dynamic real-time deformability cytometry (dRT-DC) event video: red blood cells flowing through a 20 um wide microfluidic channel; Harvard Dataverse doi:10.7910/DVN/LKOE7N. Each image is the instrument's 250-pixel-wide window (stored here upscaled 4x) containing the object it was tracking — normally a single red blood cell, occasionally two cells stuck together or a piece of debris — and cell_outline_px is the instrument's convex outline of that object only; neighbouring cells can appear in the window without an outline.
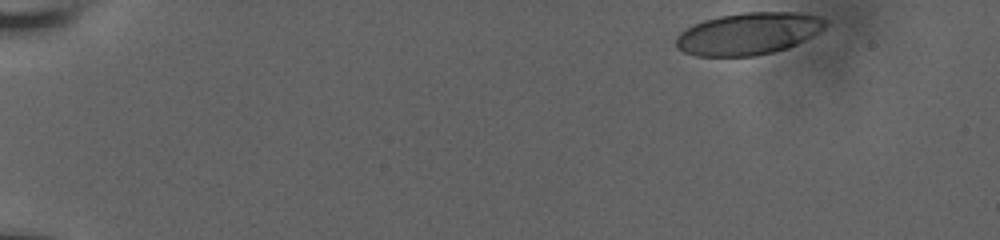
{"species": "human", "species_latin": "Homo sapiens", "temperature_condition": "room temperature", "stored_images_in_passage": 43, "camera_frame_rate_fps": 3000, "um_per_image_px": 0.085, "donor": {"sex": "male"}, "frame": {"image": 1, "passage_image": 1, "time_ms": 0.0, "image_size_px": [1000, 240], "cell_outline_px": [[828, 24], [824, 28], [796, 44], [788, 48], [756, 56], [696, 56], [684, 52], [676, 48], [676, 36], [680, 32], [704, 20], [720, 16], [744, 12], [800, 12], [820, 16], [828, 20]], "centroid_in_image_um": [63.63, 2.85], "position_along_channel_um": 21.4, "area_um2": 36.65}}
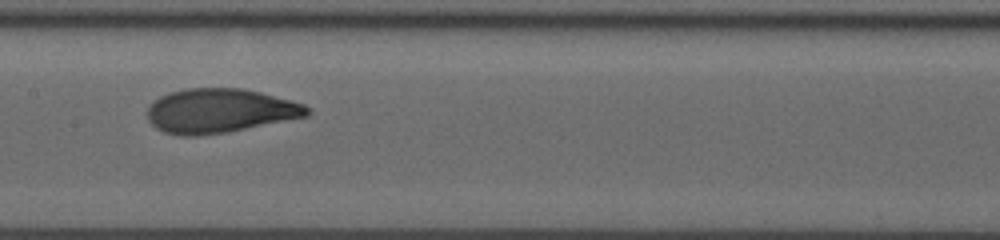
{"frame": {"image": 2, "passage_image": 25, "time_ms": 8.0, "image_size_px": [1000, 240], "cell_outline_px": [[312, 112], [308, 116], [228, 132], [196, 136], [184, 136], [164, 132], [156, 128], [148, 120], [148, 108], [160, 96], [168, 92], [184, 88], [244, 88], [292, 100], [304, 104], [312, 108]], "centroid_in_image_um": [18.72, 9.41], "position_along_channel_um": 188.7, "area_um2": 41.38}}
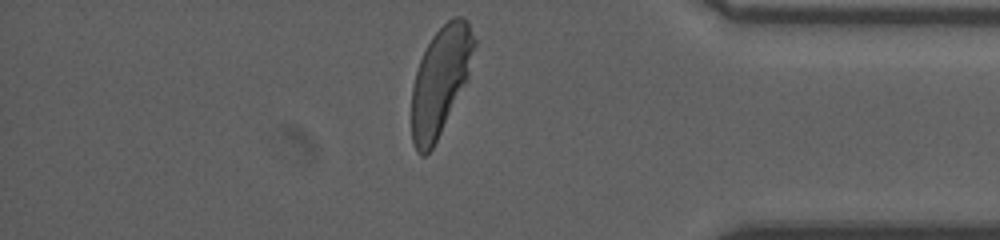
{"frame": {"image": 3, "passage_image": 43, "time_ms": 14.0, "image_size_px": [1000, 240], "cell_outline_px": [[476, 44], [468, 76], [432, 148], [424, 156], [420, 156], [416, 152], [412, 140], [412, 88], [416, 72], [420, 60], [432, 36], [448, 20], [456, 16], [460, 16], [468, 20], [476, 40]], "centroid_in_image_um": [37.43, 6.84], "position_along_channel_um": 397.8, "area_um2": 38.67}, "authors_computed_cell_mechanics": {"area_um2": 39.882, "velocity_mm_per_s": 3.829, "shape_relaxation_time_tau1_ms": 3.2804, "shape_relaxation_time_tau2_ms": 0.7835, "deformation_change_tau1": 0.1775, "deformation_change_tau2": 0.0666}}